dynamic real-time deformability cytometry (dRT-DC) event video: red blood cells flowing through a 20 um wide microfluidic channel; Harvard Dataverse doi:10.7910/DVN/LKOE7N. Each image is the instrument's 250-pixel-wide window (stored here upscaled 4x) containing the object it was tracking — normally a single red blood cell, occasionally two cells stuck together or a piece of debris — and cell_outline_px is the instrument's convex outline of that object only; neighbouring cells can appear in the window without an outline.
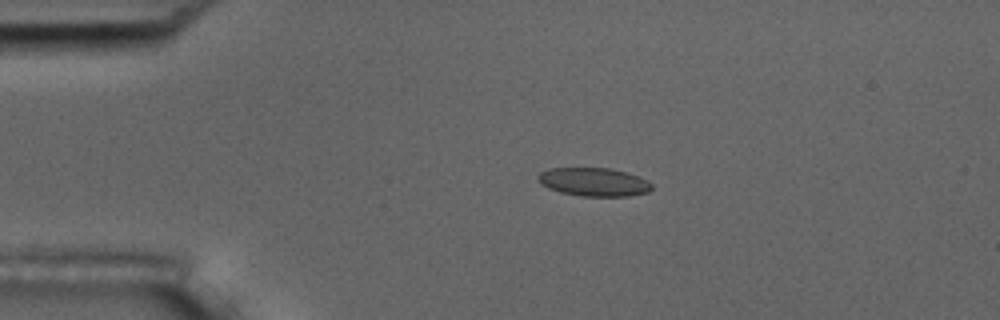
{"species": "common noctule bat (a hibernating species)", "species_latin": "Nyctalus noctula", "temperature_condition": "room temperature", "stored_images_in_passage": 14, "camera_frame_rate_fps": 3000, "um_per_image_px": 0.085, "animal": {"sex": "male", "body_mass_g": 17.5, "forearm_length_mm": 52.3}, "frame": {"image": 1, "passage_image": 3, "time_ms": 2.333, "image_size_px": [1000, 320], "cell_outline_px": [[652, 188], [648, 192], [628, 196], [580, 196], [560, 192], [548, 188], [540, 184], [536, 180], [536, 176], [540, 172], [548, 168], [608, 168], [624, 172], [648, 180], [652, 184]], "centroid_in_image_um": [50.42, 15.47], "position_along_channel_um": 34.6, "area_um2": 18.9}}
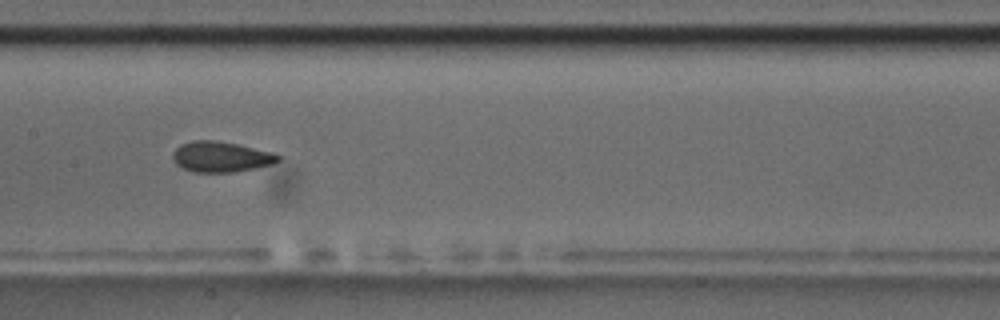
{"frame": {"image": 2, "passage_image": 7, "time_ms": 7.667, "image_size_px": [1000, 320], "cell_outline_px": [[280, 160], [272, 164], [256, 168], [236, 172], [192, 172], [176, 164], [172, 156], [172, 152], [180, 144], [192, 140], [212, 140], [236, 144], [272, 152], [280, 156]], "centroid_in_image_um": [18.76, 13.33], "position_along_channel_um": 188.6, "area_um2": 18.73}}
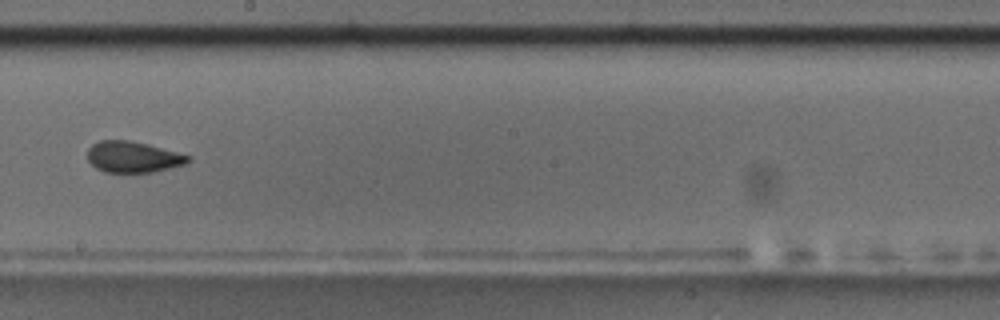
{"frame": {"image": 3, "passage_image": 8, "time_ms": 9.0, "image_size_px": [1000, 320], "cell_outline_px": [[192, 160], [184, 164], [152, 172], [104, 172], [96, 168], [88, 160], [88, 148], [92, 144], [100, 140], [128, 140], [148, 144], [192, 156]], "centroid_in_image_um": [11.31, 13.33], "position_along_channel_um": 236.9, "area_um2": 18.21}, "authors_computed_cell_mechanics": {"area_um2": 18.7272, "velocity_mm_per_s": 3.6424, "shape_relaxation_time_tau1_ms": 5.4382, "shape_relaxation_time_tau2_ms": null, "deformation_change_tau1": 0.1155, "deformation_change_tau2": null}}